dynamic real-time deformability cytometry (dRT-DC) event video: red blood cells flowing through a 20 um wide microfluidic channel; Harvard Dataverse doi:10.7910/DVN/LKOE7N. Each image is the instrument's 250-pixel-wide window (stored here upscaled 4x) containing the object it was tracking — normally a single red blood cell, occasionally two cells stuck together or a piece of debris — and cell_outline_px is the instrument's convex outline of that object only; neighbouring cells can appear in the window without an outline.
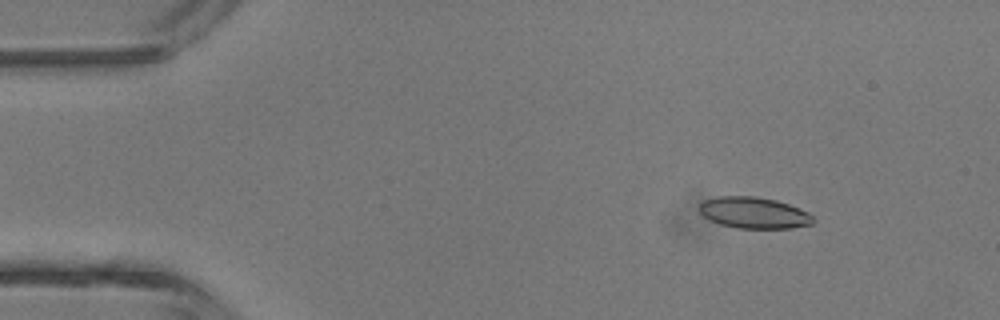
{"species": "common noctule bat (a hibernating species)", "species_latin": "Nyctalus noctula", "temperature_condition": "room temperature", "stored_images_in_passage": 5, "segment_of_instrument_passage": [1, 2], "camera_frame_rate_fps": 3000, "um_per_image_px": 0.085, "animal": {"sex": "male", "body_mass_g": 13.3}, "frame": {"image": 1, "passage_image": 2, "time_ms": 1.0, "image_size_px": [1000, 320], "cell_outline_px": [[816, 220], [812, 224], [792, 228], [736, 228], [720, 224], [708, 220], [700, 212], [700, 204], [704, 200], [716, 196], [756, 196], [776, 200], [800, 208], [808, 212]], "centroid_in_image_um": [64.09, 18.08], "position_along_channel_um": 20.9, "area_um2": 20.92}}